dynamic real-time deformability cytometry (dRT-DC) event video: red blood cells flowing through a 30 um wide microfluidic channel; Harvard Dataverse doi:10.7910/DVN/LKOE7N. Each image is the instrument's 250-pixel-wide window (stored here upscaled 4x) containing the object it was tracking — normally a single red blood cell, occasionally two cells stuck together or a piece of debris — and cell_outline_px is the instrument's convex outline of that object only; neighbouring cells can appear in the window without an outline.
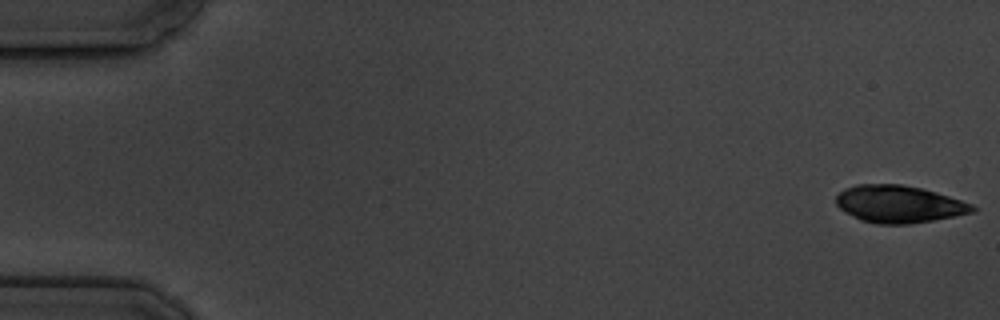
{"species": "common noctule bat (a hibernating species)", "species_latin": "Nyctalus noctula", "temperature_condition": "cold", "stored_images_in_passage": 6, "camera_frame_rate_fps": 3000, "um_per_image_px": 0.085, "animal": {"sex": "male", "body_mass_g": 19.5, "forearm_length_mm": 54.6}, "frame": {"image": 1, "passage_image": 1, "time_ms": 0.0, "image_size_px": [1000, 320], "cell_outline_px": [[976, 212], [932, 220], [908, 224], [876, 224], [860, 220], [844, 212], [836, 204], [836, 196], [844, 188], [856, 184], [900, 184], [920, 188], [936, 192], [972, 204], [976, 208]], "centroid_in_image_um": [76.38, 17.35], "position_along_channel_um": 8.6, "area_um2": 29.59}}